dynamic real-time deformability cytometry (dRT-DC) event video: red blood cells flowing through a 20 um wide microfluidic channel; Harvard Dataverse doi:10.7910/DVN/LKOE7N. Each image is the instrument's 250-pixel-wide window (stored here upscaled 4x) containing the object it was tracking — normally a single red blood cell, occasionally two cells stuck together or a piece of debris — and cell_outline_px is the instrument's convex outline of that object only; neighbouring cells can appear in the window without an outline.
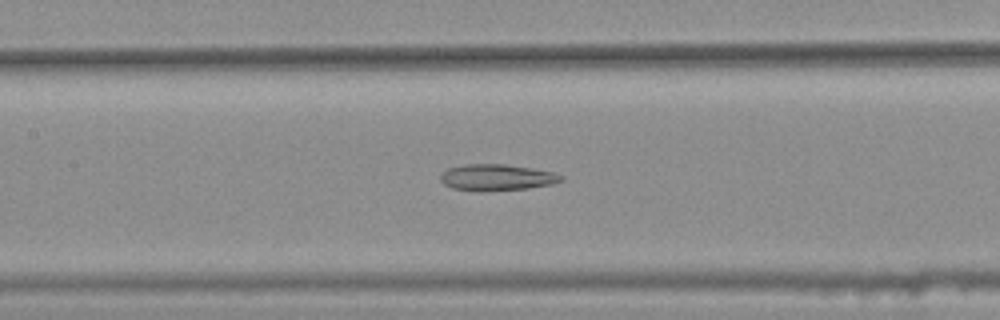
{"species": "common noctule bat (a hibernating species)", "species_latin": "Nyctalus noctula", "temperature_condition": "warm", "stored_images_in_passage": 43, "camera_frame_rate_fps": 3000, "um_per_image_px": 0.085, "animal": {"sex": "female", "body_mass_g": 25.1}, "frame": {"image": 1, "passage_image": 22, "time_ms": 7.0, "image_size_px": [1000, 320], "cell_outline_px": [[564, 180], [552, 184], [528, 188], [484, 192], [476, 192], [452, 188], [444, 184], [440, 180], [440, 176], [448, 168], [468, 164], [504, 164], [532, 168], [552, 172], [564, 176]], "centroid_in_image_um": [42.22, 15.1], "position_along_channel_um": 165.2, "area_um2": 18.67}}
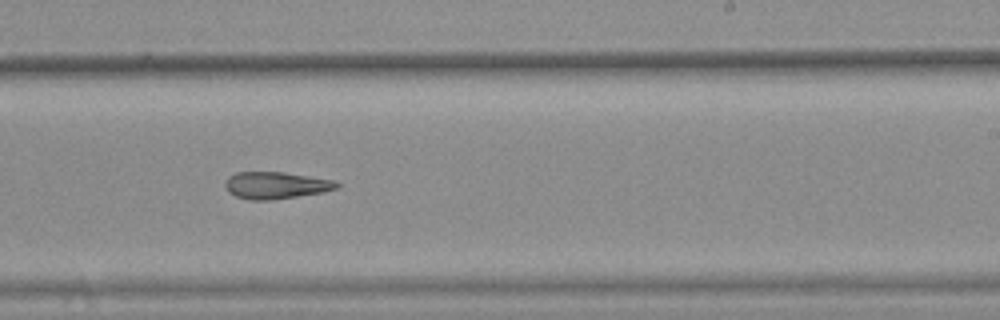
{"frame": {"image": 2, "passage_image": 30, "time_ms": 9.667, "image_size_px": [1000, 320], "cell_outline_px": [[340, 188], [320, 192], [272, 200], [248, 200], [236, 196], [228, 192], [224, 184], [228, 176], [236, 172], [284, 172], [336, 180], [340, 184]], "centroid_in_image_um": [23.44, 15.74], "position_along_channel_um": 265.6, "area_um2": 17.63}}
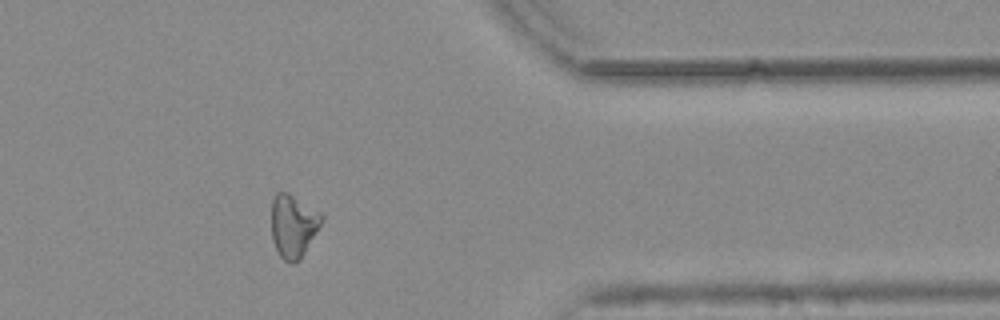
{"frame": {"image": 3, "passage_image": 41, "time_ms": 13.333, "image_size_px": [1000, 320], "cell_outline_px": [[324, 220], [300, 260], [296, 264], [292, 264], [284, 260], [280, 256], [272, 240], [272, 200], [276, 192], [288, 192], [320, 212], [324, 216]], "centroid_in_image_um": [24.94, 19.21], "position_along_channel_um": 386.5, "area_um2": 18.55}}